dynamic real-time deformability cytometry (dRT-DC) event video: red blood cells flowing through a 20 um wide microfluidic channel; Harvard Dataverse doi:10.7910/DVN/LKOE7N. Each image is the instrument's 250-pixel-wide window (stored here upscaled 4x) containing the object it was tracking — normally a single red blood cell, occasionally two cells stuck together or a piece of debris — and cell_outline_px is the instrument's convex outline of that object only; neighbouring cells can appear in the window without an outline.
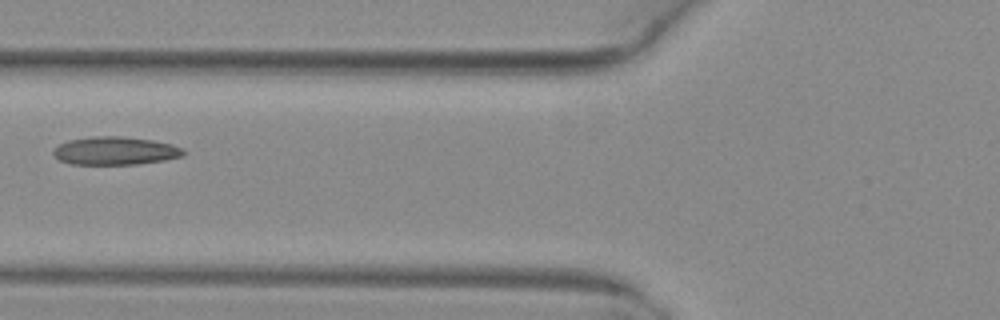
{"species": "common noctule bat (a hibernating species)", "species_latin": "Nyctalus noctula", "temperature_condition": "warm", "stored_images_in_passage": 2, "camera_frame_rate_fps": 3000, "um_per_image_px": 0.085, "animal": {"sex": "female", "body_mass_g": 29.2, "forearm_length_mm": 56.3}, "frame": {"image": 1, "passage_image": 2, "time_ms": 0.333, "image_size_px": [1000, 320], "cell_outline_px": [[184, 156], [164, 160], [136, 164], [72, 164], [60, 160], [52, 152], [60, 144], [68, 140], [92, 136], [120, 136], [152, 140], [172, 144], [184, 148]], "centroid_in_image_um": [9.82, 12.81], "position_along_channel_um": 116.0, "area_um2": 21.21}}